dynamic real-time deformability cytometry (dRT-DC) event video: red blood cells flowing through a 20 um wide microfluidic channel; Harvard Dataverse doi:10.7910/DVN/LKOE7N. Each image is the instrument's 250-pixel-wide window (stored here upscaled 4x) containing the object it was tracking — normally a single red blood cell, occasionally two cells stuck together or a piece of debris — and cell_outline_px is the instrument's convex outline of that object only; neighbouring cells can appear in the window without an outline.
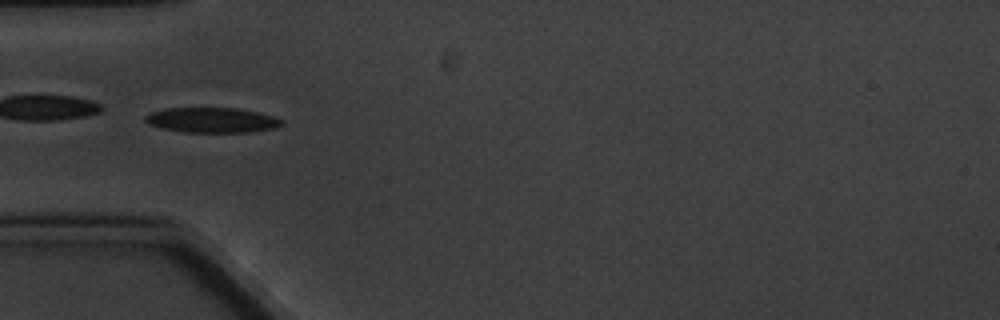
{"species": "common noctule bat (a hibernating species)", "species_latin": "Nyctalus noctula", "temperature_condition": "cold", "stored_images_in_passage": 7, "camera_frame_rate_fps": 3000, "um_per_image_px": 0.085, "animal": {"sex": "male", "body_mass_g": 20.1, "forearm_length_mm": 53.5}, "frame": {"image": 1, "passage_image": 4, "time_ms": 4.333, "image_size_px": [1000, 320], "cell_outline_px": [[280, 124], [272, 128], [244, 132], [184, 132], [164, 128], [148, 124], [144, 120], [144, 116], [152, 112], [164, 108], [236, 108], [256, 112], [272, 116], [280, 120]], "centroid_in_image_um": [17.91, 10.2], "position_along_channel_um": 67.1, "area_um2": 19.48}}